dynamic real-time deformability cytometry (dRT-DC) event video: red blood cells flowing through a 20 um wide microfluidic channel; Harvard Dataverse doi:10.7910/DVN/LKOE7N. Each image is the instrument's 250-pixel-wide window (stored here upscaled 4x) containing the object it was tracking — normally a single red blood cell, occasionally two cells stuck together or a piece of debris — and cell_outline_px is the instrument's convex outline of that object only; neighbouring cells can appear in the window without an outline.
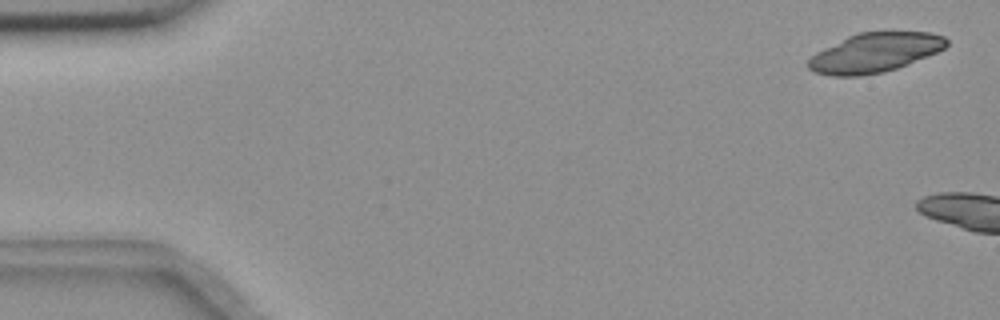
{"species": "common noctule bat (a hibernating species)", "species_latin": "Nyctalus noctula", "temperature_condition": "room temperature", "stored_images_in_passage": 6, "camera_frame_rate_fps": 3000, "um_per_image_px": 0.085, "animal": {"sex": "female", "body_mass_g": 18.4}, "frame": {"image": 1, "passage_image": 2, "time_ms": 0.333, "image_size_px": [1000, 320], "cell_outline_px": [[948, 44], [944, 48], [936, 52], [908, 64], [884, 72], [860, 76], [832, 76], [816, 72], [808, 68], [808, 60], [816, 52], [848, 36], [860, 32], [932, 32], [944, 36], [948, 40]], "centroid_in_image_um": [74.37, 4.48], "position_along_channel_um": 10.6, "area_um2": 31.5}}